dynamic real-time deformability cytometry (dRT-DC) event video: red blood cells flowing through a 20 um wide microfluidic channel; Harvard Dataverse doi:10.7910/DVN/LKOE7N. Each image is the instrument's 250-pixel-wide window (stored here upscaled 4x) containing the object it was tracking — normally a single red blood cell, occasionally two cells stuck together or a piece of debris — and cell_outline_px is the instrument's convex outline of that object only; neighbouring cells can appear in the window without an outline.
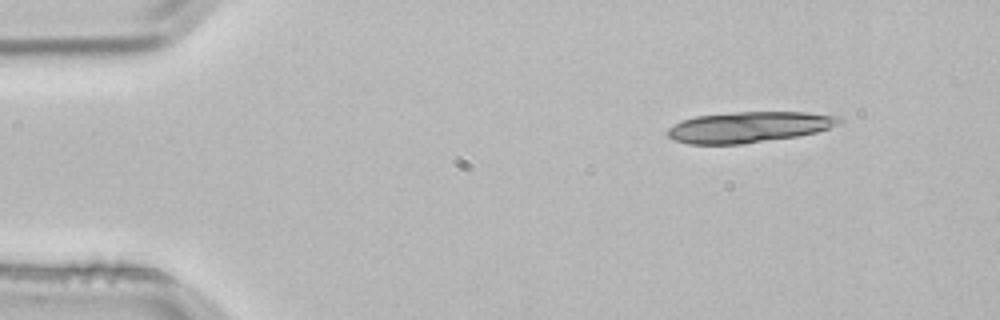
{"species": "common noctule bat (a hibernating species)", "species_latin": "Nyctalus noctula", "temperature_condition": "room temperature", "stored_images_in_passage": 3, "camera_frame_rate_fps": 3000, "um_per_image_px": 0.085, "animal": {"sex": "male", "body_mass_g": 21.5, "forearm_length_mm": 52.0}, "frame": {"image": 1, "passage_image": 1, "time_ms": 0.0, "image_size_px": [1000, 320], "cell_outline_px": [[844, 120], [828, 128], [816, 132], [796, 136], [744, 144], [688, 144], [672, 140], [668, 136], [668, 128], [684, 120], [696, 116], [736, 112], [804, 112], [840, 116]], "centroid_in_image_um": [63.65, 10.8], "position_along_channel_um": 21.3, "area_um2": 30.63}}
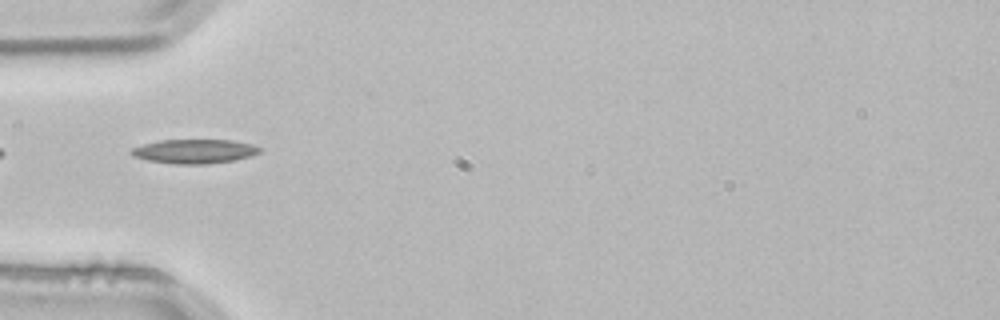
{"frame": {"image": 2, "passage_image": 3, "time_ms": 0.667, "image_size_px": [1000, 320], "cell_outline_px": [[264, 148], [260, 152], [252, 156], [232, 160], [204, 164], [176, 164], [148, 160], [132, 156], [128, 152], [132, 148], [144, 144], [160, 140], [232, 140], [252, 144]], "centroid_in_image_um": [16.54, 12.86], "position_along_channel_um": 68.5, "area_um2": 18.09}}